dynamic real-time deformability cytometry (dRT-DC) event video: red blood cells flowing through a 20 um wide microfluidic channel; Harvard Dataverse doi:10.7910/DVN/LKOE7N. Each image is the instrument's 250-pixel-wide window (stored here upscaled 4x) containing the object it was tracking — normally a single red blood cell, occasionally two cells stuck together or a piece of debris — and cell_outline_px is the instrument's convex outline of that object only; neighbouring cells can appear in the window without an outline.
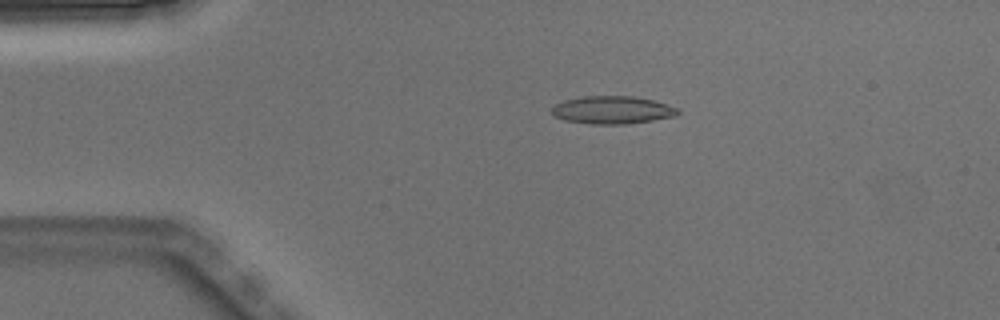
{"species": "Egyptian fruit bat (a non-hibernating species)", "species_latin": "Rousettus aegyptiacus", "temperature_condition": "warm", "stored_images_in_passage": 3, "camera_frame_rate_fps": 3000, "um_per_image_px": 0.085, "animal": {"sex": "male"}, "frame": {"image": 1, "passage_image": 2, "time_ms": 0.333, "image_size_px": [1000, 320], "cell_outline_px": [[680, 112], [676, 116], [628, 124], [592, 124], [564, 120], [556, 116], [552, 112], [552, 108], [556, 104], [564, 100], [584, 96], [632, 96], [652, 100], [680, 108]], "centroid_in_image_um": [52.08, 9.35], "position_along_channel_um": 32.9, "area_um2": 20.35}}